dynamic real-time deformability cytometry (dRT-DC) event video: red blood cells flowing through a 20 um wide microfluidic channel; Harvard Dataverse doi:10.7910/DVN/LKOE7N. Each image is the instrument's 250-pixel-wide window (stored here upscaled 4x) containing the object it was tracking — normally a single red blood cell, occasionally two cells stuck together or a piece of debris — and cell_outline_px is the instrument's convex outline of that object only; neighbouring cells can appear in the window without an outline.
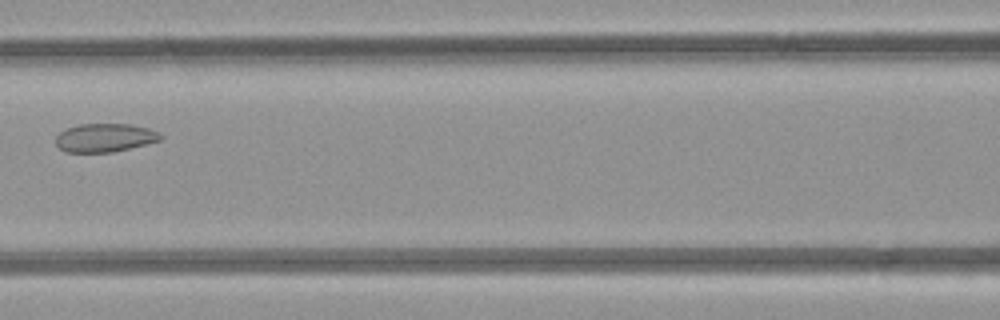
{"species": "common noctule bat (a hibernating species)", "species_latin": "Nyctalus noctula", "temperature_condition": "room temperature", "stored_images_in_passage": 4, "camera_frame_rate_fps": 3000, "um_per_image_px": 0.085, "animal": {"sex": "female", "body_mass_g": 21.9}, "frame": {"image": 1, "passage_image": 4, "time_ms": 3.333, "image_size_px": [1000, 320], "cell_outline_px": [[164, 136], [160, 140], [112, 152], [64, 152], [56, 144], [56, 136], [60, 132], [68, 128], [80, 124], [128, 124], [148, 128], [160, 132]], "centroid_in_image_um": [8.91, 11.7], "position_along_channel_um": 157.7, "area_um2": 17.22}}